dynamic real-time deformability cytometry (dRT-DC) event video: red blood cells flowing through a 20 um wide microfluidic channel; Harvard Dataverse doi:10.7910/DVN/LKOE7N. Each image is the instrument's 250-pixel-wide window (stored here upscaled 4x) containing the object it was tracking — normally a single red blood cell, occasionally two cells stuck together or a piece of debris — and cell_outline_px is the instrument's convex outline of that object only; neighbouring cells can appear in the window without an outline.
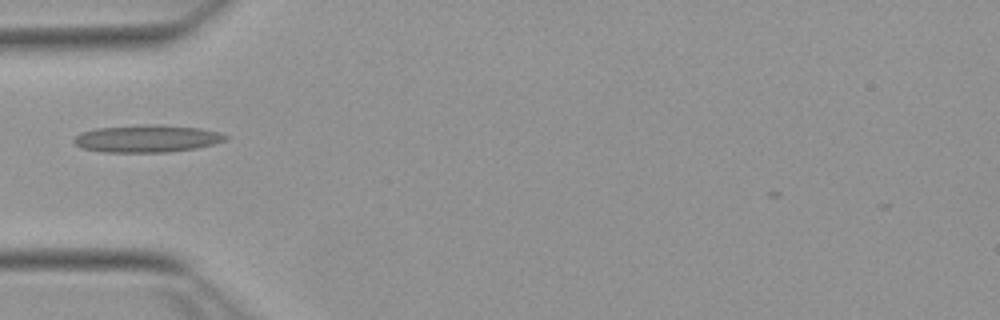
{"species": "Egyptian fruit bat (a non-hibernating species)", "species_latin": "Rousettus aegyptiacus", "temperature_condition": "warm", "stored_images_in_passage": 13, "camera_frame_rate_fps": 3000, "um_per_image_px": 0.085, "animal": {"sex": "female"}, "frame": {"image": 1, "passage_image": 1, "time_ms": 0.0, "image_size_px": [1000, 320], "cell_outline_px": [[228, 136], [224, 140], [212, 144], [196, 148], [168, 152], [104, 152], [84, 148], [76, 144], [72, 140], [80, 132], [96, 128], [144, 124], [156, 124], [200, 128], [220, 132]], "centroid_in_image_um": [12.48, 11.77], "position_along_channel_um": 72.5, "area_um2": 24.1}}
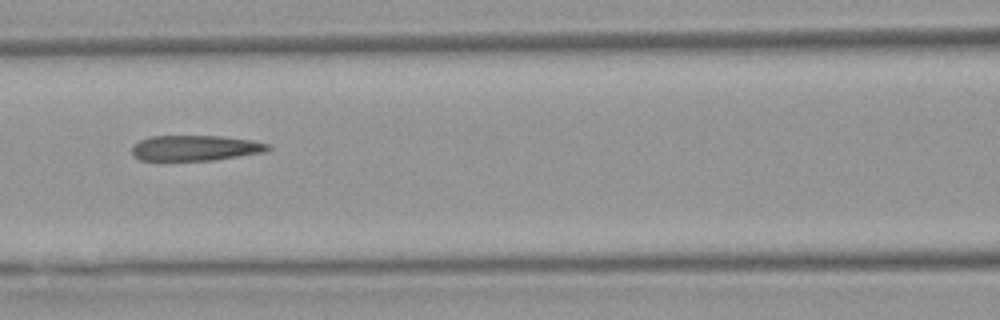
{"frame": {"image": 2, "passage_image": 7, "time_ms": 2.0, "image_size_px": [1000, 320], "cell_outline_px": [[272, 148], [264, 152], [212, 160], [140, 160], [132, 156], [132, 144], [140, 140], [152, 136], [224, 136], [252, 140], [272, 144]], "centroid_in_image_um": [16.61, 12.57], "position_along_channel_um": 150.0, "area_um2": 20.29}}
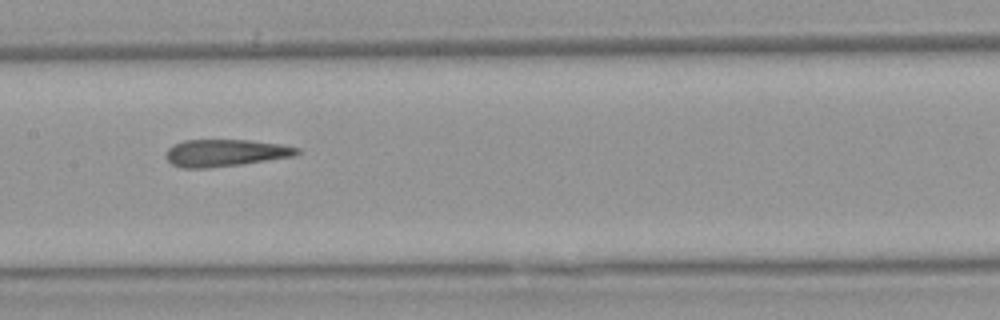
{"frame": {"image": 3, "passage_image": 10, "time_ms": 3.0, "image_size_px": [1000, 320], "cell_outline_px": [[300, 152], [296, 156], [240, 164], [208, 168], [184, 168], [172, 164], [164, 156], [168, 148], [184, 140], [248, 140], [280, 144], [300, 148]], "centroid_in_image_um": [19.16, 12.99], "position_along_channel_um": 188.2, "area_um2": 20.63}}